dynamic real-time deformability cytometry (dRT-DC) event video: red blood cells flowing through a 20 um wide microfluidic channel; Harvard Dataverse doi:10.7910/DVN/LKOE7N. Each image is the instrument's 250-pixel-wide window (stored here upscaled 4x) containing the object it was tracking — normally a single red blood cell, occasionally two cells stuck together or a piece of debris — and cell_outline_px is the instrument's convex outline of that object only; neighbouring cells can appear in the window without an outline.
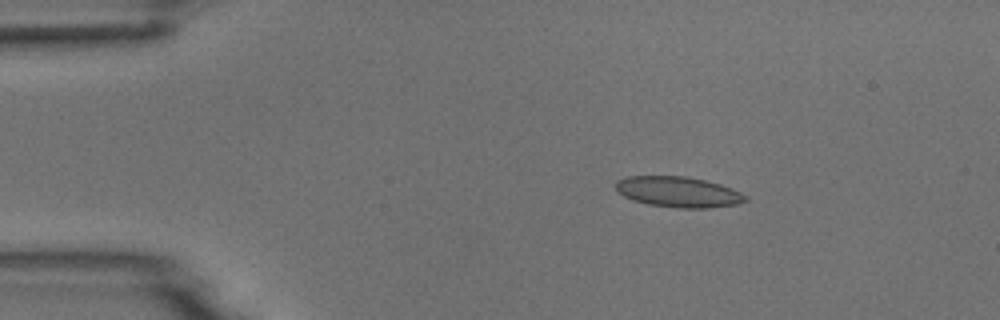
{"species": "common noctule bat (a hibernating species)", "species_latin": "Nyctalus noctula", "temperature_condition": "room temperature", "stored_images_in_passage": 4, "camera_frame_rate_fps": 3000, "um_per_image_px": 0.085, "animal": {"sex": "male", "body_mass_g": 18.8}, "frame": {"image": 1, "passage_image": 3, "time_ms": 2.333, "image_size_px": [1000, 320], "cell_outline_px": [[748, 200], [736, 204], [708, 208], [680, 208], [648, 204], [632, 200], [624, 196], [616, 188], [616, 180], [628, 176], [688, 176], [720, 184], [732, 188], [748, 196]], "centroid_in_image_um": [57.67, 16.31], "position_along_channel_um": 27.3, "area_um2": 23.12}}